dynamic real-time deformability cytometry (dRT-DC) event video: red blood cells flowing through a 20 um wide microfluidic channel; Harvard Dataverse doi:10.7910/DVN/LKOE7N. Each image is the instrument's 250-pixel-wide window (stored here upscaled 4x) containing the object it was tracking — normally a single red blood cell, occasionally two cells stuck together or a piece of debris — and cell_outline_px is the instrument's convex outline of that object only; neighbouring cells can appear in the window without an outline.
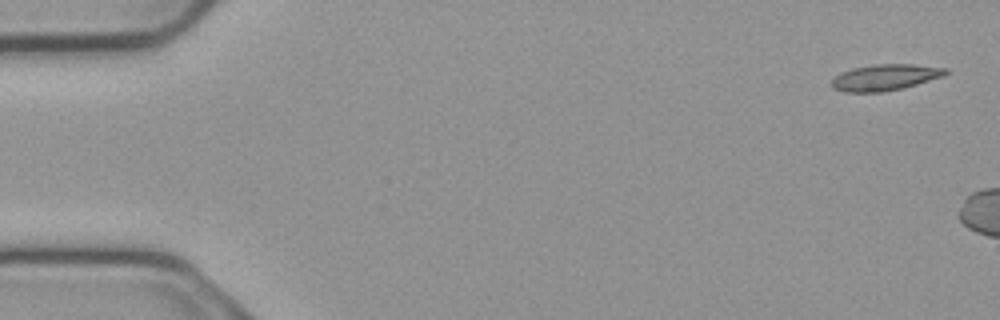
{"species": "common noctule bat (a hibernating species)", "species_latin": "Nyctalus noctula", "temperature_condition": "cold", "stored_images_in_passage": 5, "camera_frame_rate_fps": 3000, "um_per_image_px": 0.085, "animal": {"sex": "male", "body_mass_g": 23.1, "forearm_length_mm": 52.7}, "frame": {"image": 1, "passage_image": 1, "time_ms": 0.0, "image_size_px": [1000, 320], "cell_outline_px": [[948, 72], [944, 76], [904, 88], [884, 92], [844, 92], [832, 88], [832, 76], [840, 72], [852, 68], [872, 64], [912, 64], [948, 68]], "centroid_in_image_um": [75.21, 6.57], "position_along_channel_um": 9.8, "area_um2": 17.69}}